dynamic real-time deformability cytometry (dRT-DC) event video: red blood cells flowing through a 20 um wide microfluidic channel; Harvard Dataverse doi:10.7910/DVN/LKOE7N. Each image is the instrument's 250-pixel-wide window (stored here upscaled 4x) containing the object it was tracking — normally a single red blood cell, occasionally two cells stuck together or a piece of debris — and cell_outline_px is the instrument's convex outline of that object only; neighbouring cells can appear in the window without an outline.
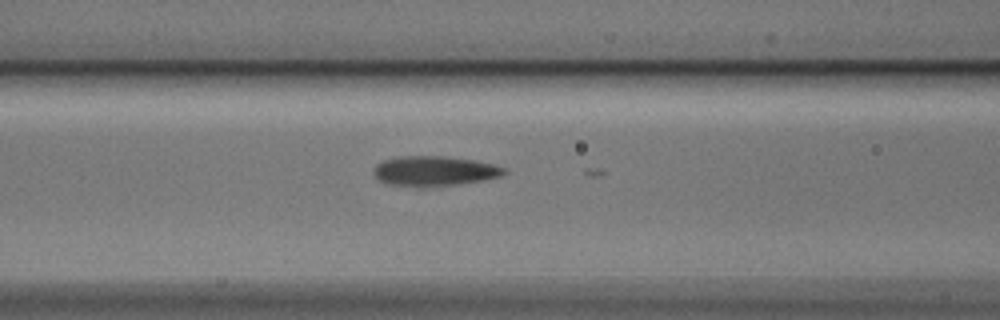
{"species": "Egyptian fruit bat (a non-hibernating species)", "species_latin": "Rousettus aegyptiacus", "temperature_condition": "cold", "stored_images_in_passage": 9, "camera_frame_rate_fps": 3000, "um_per_image_px": 0.085, "animal": {"sex": "male"}, "frame": {"image": 1, "passage_image": 8, "time_ms": 2.333, "image_size_px": [1000, 320], "cell_outline_px": [[508, 172], [500, 176], [484, 180], [456, 184], [424, 188], [420, 188], [388, 184], [380, 180], [372, 172], [372, 168], [376, 164], [384, 160], [400, 156], [444, 156], [472, 160], [492, 164], [504, 168]], "centroid_in_image_um": [36.87, 14.55], "position_along_channel_um": 129.7, "area_um2": 22.89}}